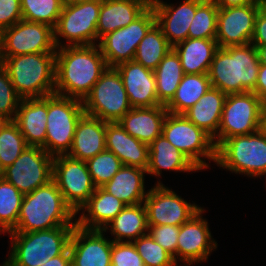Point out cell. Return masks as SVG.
Wrapping results in <instances>:
<instances>
[{
	"label": "cell",
	"mask_w": 266,
	"mask_h": 266,
	"mask_svg": "<svg viewBox=\"0 0 266 266\" xmlns=\"http://www.w3.org/2000/svg\"><path fill=\"white\" fill-rule=\"evenodd\" d=\"M260 64H266V45L255 46Z\"/></svg>",
	"instance_id": "50"
},
{
	"label": "cell",
	"mask_w": 266,
	"mask_h": 266,
	"mask_svg": "<svg viewBox=\"0 0 266 266\" xmlns=\"http://www.w3.org/2000/svg\"><path fill=\"white\" fill-rule=\"evenodd\" d=\"M163 169L176 172L200 171L184 153L176 149L161 134L149 145V164L146 174L159 177Z\"/></svg>",
	"instance_id": "28"
},
{
	"label": "cell",
	"mask_w": 266,
	"mask_h": 266,
	"mask_svg": "<svg viewBox=\"0 0 266 266\" xmlns=\"http://www.w3.org/2000/svg\"><path fill=\"white\" fill-rule=\"evenodd\" d=\"M84 112L106 122H118L131 106L122 78L115 67H108L83 100Z\"/></svg>",
	"instance_id": "10"
},
{
	"label": "cell",
	"mask_w": 266,
	"mask_h": 266,
	"mask_svg": "<svg viewBox=\"0 0 266 266\" xmlns=\"http://www.w3.org/2000/svg\"><path fill=\"white\" fill-rule=\"evenodd\" d=\"M259 1L253 4L219 8L215 40L219 47L243 46L251 43Z\"/></svg>",
	"instance_id": "17"
},
{
	"label": "cell",
	"mask_w": 266,
	"mask_h": 266,
	"mask_svg": "<svg viewBox=\"0 0 266 266\" xmlns=\"http://www.w3.org/2000/svg\"><path fill=\"white\" fill-rule=\"evenodd\" d=\"M48 96L21 99L14 122L18 125L28 146L45 150Z\"/></svg>",
	"instance_id": "22"
},
{
	"label": "cell",
	"mask_w": 266,
	"mask_h": 266,
	"mask_svg": "<svg viewBox=\"0 0 266 266\" xmlns=\"http://www.w3.org/2000/svg\"><path fill=\"white\" fill-rule=\"evenodd\" d=\"M219 8L242 6L256 3L258 0H213Z\"/></svg>",
	"instance_id": "49"
},
{
	"label": "cell",
	"mask_w": 266,
	"mask_h": 266,
	"mask_svg": "<svg viewBox=\"0 0 266 266\" xmlns=\"http://www.w3.org/2000/svg\"><path fill=\"white\" fill-rule=\"evenodd\" d=\"M219 7L213 0H203L196 8L188 38L215 39Z\"/></svg>",
	"instance_id": "39"
},
{
	"label": "cell",
	"mask_w": 266,
	"mask_h": 266,
	"mask_svg": "<svg viewBox=\"0 0 266 266\" xmlns=\"http://www.w3.org/2000/svg\"><path fill=\"white\" fill-rule=\"evenodd\" d=\"M119 72L132 107H155L161 105L156 93L154 71L142 64L127 61L115 66Z\"/></svg>",
	"instance_id": "20"
},
{
	"label": "cell",
	"mask_w": 266,
	"mask_h": 266,
	"mask_svg": "<svg viewBox=\"0 0 266 266\" xmlns=\"http://www.w3.org/2000/svg\"><path fill=\"white\" fill-rule=\"evenodd\" d=\"M106 121L84 114L77 123L67 156L87 161L106 149Z\"/></svg>",
	"instance_id": "24"
},
{
	"label": "cell",
	"mask_w": 266,
	"mask_h": 266,
	"mask_svg": "<svg viewBox=\"0 0 266 266\" xmlns=\"http://www.w3.org/2000/svg\"><path fill=\"white\" fill-rule=\"evenodd\" d=\"M254 93L266 104V64H260Z\"/></svg>",
	"instance_id": "47"
},
{
	"label": "cell",
	"mask_w": 266,
	"mask_h": 266,
	"mask_svg": "<svg viewBox=\"0 0 266 266\" xmlns=\"http://www.w3.org/2000/svg\"><path fill=\"white\" fill-rule=\"evenodd\" d=\"M251 44L254 46L266 45V14L261 10H259L255 19Z\"/></svg>",
	"instance_id": "46"
},
{
	"label": "cell",
	"mask_w": 266,
	"mask_h": 266,
	"mask_svg": "<svg viewBox=\"0 0 266 266\" xmlns=\"http://www.w3.org/2000/svg\"><path fill=\"white\" fill-rule=\"evenodd\" d=\"M127 205L102 187H97L88 202L80 209L82 214L74 219L84 229L104 230ZM87 211L88 214L84 212Z\"/></svg>",
	"instance_id": "26"
},
{
	"label": "cell",
	"mask_w": 266,
	"mask_h": 266,
	"mask_svg": "<svg viewBox=\"0 0 266 266\" xmlns=\"http://www.w3.org/2000/svg\"><path fill=\"white\" fill-rule=\"evenodd\" d=\"M55 56V94L81 101L108 68L98 44L63 46Z\"/></svg>",
	"instance_id": "1"
},
{
	"label": "cell",
	"mask_w": 266,
	"mask_h": 266,
	"mask_svg": "<svg viewBox=\"0 0 266 266\" xmlns=\"http://www.w3.org/2000/svg\"><path fill=\"white\" fill-rule=\"evenodd\" d=\"M21 99L0 62V121L14 120Z\"/></svg>",
	"instance_id": "42"
},
{
	"label": "cell",
	"mask_w": 266,
	"mask_h": 266,
	"mask_svg": "<svg viewBox=\"0 0 266 266\" xmlns=\"http://www.w3.org/2000/svg\"><path fill=\"white\" fill-rule=\"evenodd\" d=\"M102 0L77 4H64L54 28V41L58 48L63 46L96 45L97 23ZM60 37L68 44H62Z\"/></svg>",
	"instance_id": "11"
},
{
	"label": "cell",
	"mask_w": 266,
	"mask_h": 266,
	"mask_svg": "<svg viewBox=\"0 0 266 266\" xmlns=\"http://www.w3.org/2000/svg\"><path fill=\"white\" fill-rule=\"evenodd\" d=\"M53 159L42 147L27 146L1 176L23 195L29 194L52 180Z\"/></svg>",
	"instance_id": "15"
},
{
	"label": "cell",
	"mask_w": 266,
	"mask_h": 266,
	"mask_svg": "<svg viewBox=\"0 0 266 266\" xmlns=\"http://www.w3.org/2000/svg\"><path fill=\"white\" fill-rule=\"evenodd\" d=\"M52 179L75 214L79 213L96 190L86 161L67 155L54 157Z\"/></svg>",
	"instance_id": "12"
},
{
	"label": "cell",
	"mask_w": 266,
	"mask_h": 266,
	"mask_svg": "<svg viewBox=\"0 0 266 266\" xmlns=\"http://www.w3.org/2000/svg\"><path fill=\"white\" fill-rule=\"evenodd\" d=\"M22 18L20 0H0V33Z\"/></svg>",
	"instance_id": "45"
},
{
	"label": "cell",
	"mask_w": 266,
	"mask_h": 266,
	"mask_svg": "<svg viewBox=\"0 0 266 266\" xmlns=\"http://www.w3.org/2000/svg\"><path fill=\"white\" fill-rule=\"evenodd\" d=\"M167 113L164 105L133 107L118 122L129 135L150 145L162 134Z\"/></svg>",
	"instance_id": "25"
},
{
	"label": "cell",
	"mask_w": 266,
	"mask_h": 266,
	"mask_svg": "<svg viewBox=\"0 0 266 266\" xmlns=\"http://www.w3.org/2000/svg\"><path fill=\"white\" fill-rule=\"evenodd\" d=\"M145 266H178L173 256L159 245L149 233L132 242Z\"/></svg>",
	"instance_id": "41"
},
{
	"label": "cell",
	"mask_w": 266,
	"mask_h": 266,
	"mask_svg": "<svg viewBox=\"0 0 266 266\" xmlns=\"http://www.w3.org/2000/svg\"><path fill=\"white\" fill-rule=\"evenodd\" d=\"M204 211L201 209L180 226L177 260L186 263L185 266L206 261L212 250L217 248L216 241L212 240L208 222L202 217Z\"/></svg>",
	"instance_id": "18"
},
{
	"label": "cell",
	"mask_w": 266,
	"mask_h": 266,
	"mask_svg": "<svg viewBox=\"0 0 266 266\" xmlns=\"http://www.w3.org/2000/svg\"><path fill=\"white\" fill-rule=\"evenodd\" d=\"M27 146L13 120L0 121V173L12 165Z\"/></svg>",
	"instance_id": "37"
},
{
	"label": "cell",
	"mask_w": 266,
	"mask_h": 266,
	"mask_svg": "<svg viewBox=\"0 0 266 266\" xmlns=\"http://www.w3.org/2000/svg\"><path fill=\"white\" fill-rule=\"evenodd\" d=\"M172 46L165 38L161 27L155 23L139 43L134 61L154 71Z\"/></svg>",
	"instance_id": "35"
},
{
	"label": "cell",
	"mask_w": 266,
	"mask_h": 266,
	"mask_svg": "<svg viewBox=\"0 0 266 266\" xmlns=\"http://www.w3.org/2000/svg\"><path fill=\"white\" fill-rule=\"evenodd\" d=\"M260 62L253 44L219 47L208 71L211 86L226 95L254 92Z\"/></svg>",
	"instance_id": "2"
},
{
	"label": "cell",
	"mask_w": 266,
	"mask_h": 266,
	"mask_svg": "<svg viewBox=\"0 0 266 266\" xmlns=\"http://www.w3.org/2000/svg\"><path fill=\"white\" fill-rule=\"evenodd\" d=\"M156 23V15L149 6L126 27L107 33L99 40V47L108 67L134 60L137 47Z\"/></svg>",
	"instance_id": "14"
},
{
	"label": "cell",
	"mask_w": 266,
	"mask_h": 266,
	"mask_svg": "<svg viewBox=\"0 0 266 266\" xmlns=\"http://www.w3.org/2000/svg\"><path fill=\"white\" fill-rule=\"evenodd\" d=\"M111 266H145L132 242H112Z\"/></svg>",
	"instance_id": "44"
},
{
	"label": "cell",
	"mask_w": 266,
	"mask_h": 266,
	"mask_svg": "<svg viewBox=\"0 0 266 266\" xmlns=\"http://www.w3.org/2000/svg\"><path fill=\"white\" fill-rule=\"evenodd\" d=\"M143 1L148 7L151 6L154 2V0H140Z\"/></svg>",
	"instance_id": "53"
},
{
	"label": "cell",
	"mask_w": 266,
	"mask_h": 266,
	"mask_svg": "<svg viewBox=\"0 0 266 266\" xmlns=\"http://www.w3.org/2000/svg\"><path fill=\"white\" fill-rule=\"evenodd\" d=\"M265 109L266 104L254 92L227 95L218 132L213 138L216 148L225 139L262 129Z\"/></svg>",
	"instance_id": "7"
},
{
	"label": "cell",
	"mask_w": 266,
	"mask_h": 266,
	"mask_svg": "<svg viewBox=\"0 0 266 266\" xmlns=\"http://www.w3.org/2000/svg\"><path fill=\"white\" fill-rule=\"evenodd\" d=\"M103 230H90L77 224L71 233L69 251L73 266H111L112 240Z\"/></svg>",
	"instance_id": "19"
},
{
	"label": "cell",
	"mask_w": 266,
	"mask_h": 266,
	"mask_svg": "<svg viewBox=\"0 0 266 266\" xmlns=\"http://www.w3.org/2000/svg\"><path fill=\"white\" fill-rule=\"evenodd\" d=\"M0 62L22 99L42 98L55 94V53L0 57Z\"/></svg>",
	"instance_id": "4"
},
{
	"label": "cell",
	"mask_w": 266,
	"mask_h": 266,
	"mask_svg": "<svg viewBox=\"0 0 266 266\" xmlns=\"http://www.w3.org/2000/svg\"><path fill=\"white\" fill-rule=\"evenodd\" d=\"M22 18L55 28L62 12L63 0H20Z\"/></svg>",
	"instance_id": "38"
},
{
	"label": "cell",
	"mask_w": 266,
	"mask_h": 266,
	"mask_svg": "<svg viewBox=\"0 0 266 266\" xmlns=\"http://www.w3.org/2000/svg\"><path fill=\"white\" fill-rule=\"evenodd\" d=\"M74 211L64 201L61 191L52 179L22 200L16 228L12 232H35L59 226H75Z\"/></svg>",
	"instance_id": "3"
},
{
	"label": "cell",
	"mask_w": 266,
	"mask_h": 266,
	"mask_svg": "<svg viewBox=\"0 0 266 266\" xmlns=\"http://www.w3.org/2000/svg\"><path fill=\"white\" fill-rule=\"evenodd\" d=\"M106 150L113 152L123 165L147 170L149 145L129 135L119 122H106Z\"/></svg>",
	"instance_id": "23"
},
{
	"label": "cell",
	"mask_w": 266,
	"mask_h": 266,
	"mask_svg": "<svg viewBox=\"0 0 266 266\" xmlns=\"http://www.w3.org/2000/svg\"><path fill=\"white\" fill-rule=\"evenodd\" d=\"M172 48L180 58L184 74H208L219 46L215 39L187 38Z\"/></svg>",
	"instance_id": "29"
},
{
	"label": "cell",
	"mask_w": 266,
	"mask_h": 266,
	"mask_svg": "<svg viewBox=\"0 0 266 266\" xmlns=\"http://www.w3.org/2000/svg\"><path fill=\"white\" fill-rule=\"evenodd\" d=\"M74 226L35 232H10L11 253L1 266H41L68 247Z\"/></svg>",
	"instance_id": "5"
},
{
	"label": "cell",
	"mask_w": 266,
	"mask_h": 266,
	"mask_svg": "<svg viewBox=\"0 0 266 266\" xmlns=\"http://www.w3.org/2000/svg\"><path fill=\"white\" fill-rule=\"evenodd\" d=\"M41 266H71V254L69 247L61 255L53 257Z\"/></svg>",
	"instance_id": "48"
},
{
	"label": "cell",
	"mask_w": 266,
	"mask_h": 266,
	"mask_svg": "<svg viewBox=\"0 0 266 266\" xmlns=\"http://www.w3.org/2000/svg\"><path fill=\"white\" fill-rule=\"evenodd\" d=\"M260 4V10L266 14V0H258Z\"/></svg>",
	"instance_id": "52"
},
{
	"label": "cell",
	"mask_w": 266,
	"mask_h": 266,
	"mask_svg": "<svg viewBox=\"0 0 266 266\" xmlns=\"http://www.w3.org/2000/svg\"><path fill=\"white\" fill-rule=\"evenodd\" d=\"M148 6L140 0H102L97 23V39L107 33L126 27Z\"/></svg>",
	"instance_id": "27"
},
{
	"label": "cell",
	"mask_w": 266,
	"mask_h": 266,
	"mask_svg": "<svg viewBox=\"0 0 266 266\" xmlns=\"http://www.w3.org/2000/svg\"><path fill=\"white\" fill-rule=\"evenodd\" d=\"M162 135L200 170L210 166L203 157L216 162L213 138L189 121L184 114L168 112L163 122Z\"/></svg>",
	"instance_id": "9"
},
{
	"label": "cell",
	"mask_w": 266,
	"mask_h": 266,
	"mask_svg": "<svg viewBox=\"0 0 266 266\" xmlns=\"http://www.w3.org/2000/svg\"><path fill=\"white\" fill-rule=\"evenodd\" d=\"M180 232V226L174 225H148V233L170 253L177 263V241Z\"/></svg>",
	"instance_id": "43"
},
{
	"label": "cell",
	"mask_w": 266,
	"mask_h": 266,
	"mask_svg": "<svg viewBox=\"0 0 266 266\" xmlns=\"http://www.w3.org/2000/svg\"><path fill=\"white\" fill-rule=\"evenodd\" d=\"M94 185L104 186L123 166L121 160L111 151L104 150L86 161Z\"/></svg>",
	"instance_id": "40"
},
{
	"label": "cell",
	"mask_w": 266,
	"mask_h": 266,
	"mask_svg": "<svg viewBox=\"0 0 266 266\" xmlns=\"http://www.w3.org/2000/svg\"><path fill=\"white\" fill-rule=\"evenodd\" d=\"M54 28L21 19L0 33V57L21 54L56 53Z\"/></svg>",
	"instance_id": "13"
},
{
	"label": "cell",
	"mask_w": 266,
	"mask_h": 266,
	"mask_svg": "<svg viewBox=\"0 0 266 266\" xmlns=\"http://www.w3.org/2000/svg\"><path fill=\"white\" fill-rule=\"evenodd\" d=\"M84 114L83 101L58 94L48 95L45 151L52 157L67 155L77 123Z\"/></svg>",
	"instance_id": "8"
},
{
	"label": "cell",
	"mask_w": 266,
	"mask_h": 266,
	"mask_svg": "<svg viewBox=\"0 0 266 266\" xmlns=\"http://www.w3.org/2000/svg\"><path fill=\"white\" fill-rule=\"evenodd\" d=\"M24 195L0 176V233H10L17 225Z\"/></svg>",
	"instance_id": "36"
},
{
	"label": "cell",
	"mask_w": 266,
	"mask_h": 266,
	"mask_svg": "<svg viewBox=\"0 0 266 266\" xmlns=\"http://www.w3.org/2000/svg\"><path fill=\"white\" fill-rule=\"evenodd\" d=\"M263 129L266 131V109L264 112Z\"/></svg>",
	"instance_id": "54"
},
{
	"label": "cell",
	"mask_w": 266,
	"mask_h": 266,
	"mask_svg": "<svg viewBox=\"0 0 266 266\" xmlns=\"http://www.w3.org/2000/svg\"><path fill=\"white\" fill-rule=\"evenodd\" d=\"M143 204V205H142ZM109 228L114 242H133L148 233L147 211L144 203L127 205L103 230Z\"/></svg>",
	"instance_id": "32"
},
{
	"label": "cell",
	"mask_w": 266,
	"mask_h": 266,
	"mask_svg": "<svg viewBox=\"0 0 266 266\" xmlns=\"http://www.w3.org/2000/svg\"><path fill=\"white\" fill-rule=\"evenodd\" d=\"M145 173L142 168L123 165L102 188L126 205L144 203L148 194L144 187Z\"/></svg>",
	"instance_id": "30"
},
{
	"label": "cell",
	"mask_w": 266,
	"mask_h": 266,
	"mask_svg": "<svg viewBox=\"0 0 266 266\" xmlns=\"http://www.w3.org/2000/svg\"><path fill=\"white\" fill-rule=\"evenodd\" d=\"M208 74H184L175 96L165 106L173 114H184L210 89Z\"/></svg>",
	"instance_id": "34"
},
{
	"label": "cell",
	"mask_w": 266,
	"mask_h": 266,
	"mask_svg": "<svg viewBox=\"0 0 266 266\" xmlns=\"http://www.w3.org/2000/svg\"><path fill=\"white\" fill-rule=\"evenodd\" d=\"M147 225L181 226L202 208L188 203L160 181L148 191L144 200Z\"/></svg>",
	"instance_id": "16"
},
{
	"label": "cell",
	"mask_w": 266,
	"mask_h": 266,
	"mask_svg": "<svg viewBox=\"0 0 266 266\" xmlns=\"http://www.w3.org/2000/svg\"><path fill=\"white\" fill-rule=\"evenodd\" d=\"M158 102L166 106L175 96L184 76L180 58L172 48L154 70Z\"/></svg>",
	"instance_id": "33"
},
{
	"label": "cell",
	"mask_w": 266,
	"mask_h": 266,
	"mask_svg": "<svg viewBox=\"0 0 266 266\" xmlns=\"http://www.w3.org/2000/svg\"><path fill=\"white\" fill-rule=\"evenodd\" d=\"M89 1H94V0H63V3L64 4H77V3L89 2Z\"/></svg>",
	"instance_id": "51"
},
{
	"label": "cell",
	"mask_w": 266,
	"mask_h": 266,
	"mask_svg": "<svg viewBox=\"0 0 266 266\" xmlns=\"http://www.w3.org/2000/svg\"><path fill=\"white\" fill-rule=\"evenodd\" d=\"M215 163L235 174L261 177L266 172V131L225 139L216 148Z\"/></svg>",
	"instance_id": "6"
},
{
	"label": "cell",
	"mask_w": 266,
	"mask_h": 266,
	"mask_svg": "<svg viewBox=\"0 0 266 266\" xmlns=\"http://www.w3.org/2000/svg\"><path fill=\"white\" fill-rule=\"evenodd\" d=\"M203 0H185L175 6L161 0H154L151 5L156 15V23L161 27L168 43L173 47L188 38V30L197 6Z\"/></svg>",
	"instance_id": "21"
},
{
	"label": "cell",
	"mask_w": 266,
	"mask_h": 266,
	"mask_svg": "<svg viewBox=\"0 0 266 266\" xmlns=\"http://www.w3.org/2000/svg\"><path fill=\"white\" fill-rule=\"evenodd\" d=\"M226 96L219 89L210 87L184 116L214 138L218 132Z\"/></svg>",
	"instance_id": "31"
}]
</instances>
